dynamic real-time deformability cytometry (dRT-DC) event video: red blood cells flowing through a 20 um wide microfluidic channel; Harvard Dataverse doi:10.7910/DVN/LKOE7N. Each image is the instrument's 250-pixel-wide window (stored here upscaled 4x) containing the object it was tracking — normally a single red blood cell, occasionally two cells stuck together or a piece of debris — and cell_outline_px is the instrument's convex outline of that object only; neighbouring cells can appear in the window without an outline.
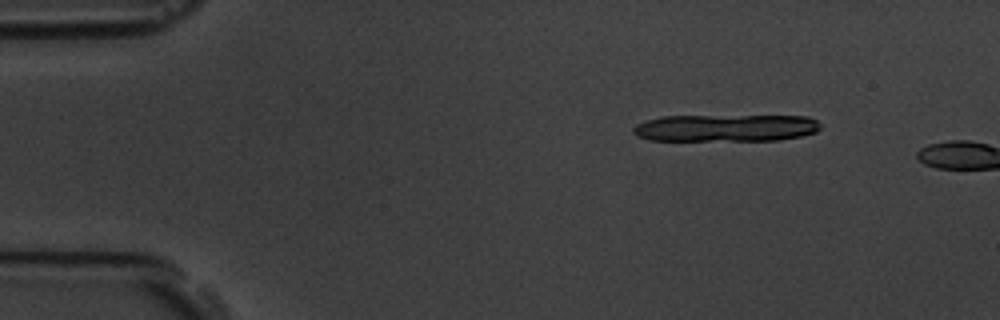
{"species": "common noctule bat (a hibernating species)", "species_latin": "Nyctalus noctula", "temperature_condition": "room temperature", "stored_images_in_passage": 2, "camera_frame_rate_fps": 3000, "um_per_image_px": 0.085, "animal": {"sex": "male", "body_mass_g": 19.5, "forearm_length_mm": 54.6}, "frame": {"image": 1, "passage_image": 1, "time_ms": 0.0, "image_size_px": [1000, 320], "cell_outline_px": [[820, 128], [816, 132], [800, 136], [776, 140], [648, 140], [636, 136], [632, 132], [632, 128], [636, 124], [660, 116], [808, 116], [816, 120], [820, 124]], "centroid_in_image_um": [61.66, 10.87], "position_along_channel_um": 23.3, "area_um2": 29.65}}